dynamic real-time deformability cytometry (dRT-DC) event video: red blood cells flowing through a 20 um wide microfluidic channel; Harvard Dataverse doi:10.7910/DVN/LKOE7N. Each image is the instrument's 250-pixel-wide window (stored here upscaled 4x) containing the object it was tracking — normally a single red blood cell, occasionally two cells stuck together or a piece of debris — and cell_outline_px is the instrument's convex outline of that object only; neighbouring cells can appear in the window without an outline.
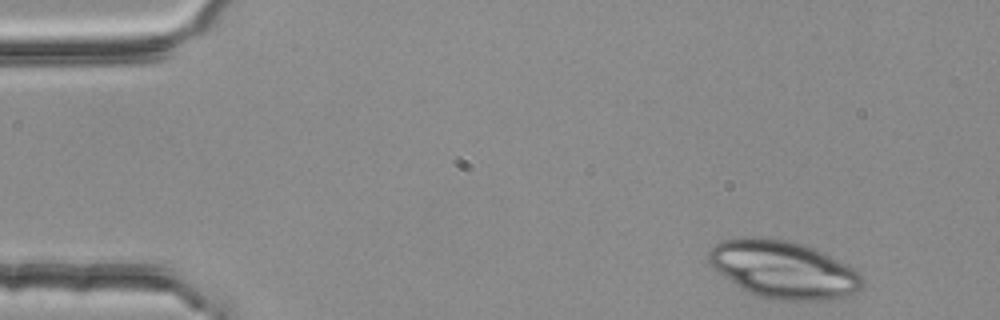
{"species": "common noctule bat (a hibernating species)", "species_latin": "Nyctalus noctula", "temperature_condition": "room temperature", "stored_images_in_passage": 48, "camera_frame_rate_fps": 3000, "um_per_image_px": 0.085, "animal": {"sex": "female", "body_mass_g": 25.1}, "frame": {"image": 1, "passage_image": 2, "time_ms": 0.333, "image_size_px": [1000, 320], "cell_outline_px": [[864, 288], [856, 292], [844, 296], [828, 300], [772, 300], [756, 296], [740, 288], [724, 276], [708, 260], [708, 252], [716, 244], [724, 240], [748, 236], [792, 240], [816, 248], [824, 252], [860, 272], [864, 280]], "centroid_in_image_um": [66.63, 22.91], "position_along_channel_um": 18.4, "area_um2": 51.73}}
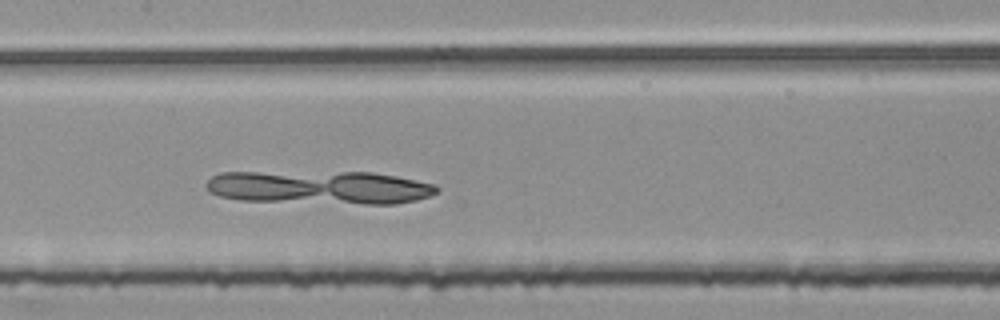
{"frame": {"image": 2, "passage_image": 23, "time_ms": 7.333, "image_size_px": [1000, 320], "cell_outline_px": [[440, 188], [436, 192], [428, 196], [416, 200], [396, 204], [364, 204], [240, 200], [220, 196], [208, 192], [204, 184], [212, 176], [220, 172], [372, 172], [396, 176], [436, 184]], "centroid_in_image_um": [27.15, 15.93], "position_along_channel_um": 180.2, "area_um2": 45.14}}
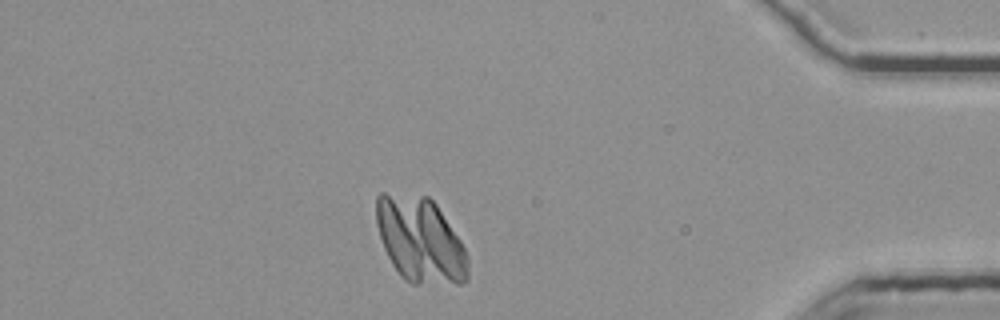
{"frame": {"image": 3, "passage_image": 44, "time_ms": 14.333, "image_size_px": [1000, 320], "cell_outline_px": [[468, 280], [460, 284], [412, 284], [404, 280], [400, 276], [392, 264], [384, 248], [376, 224], [376, 196], [380, 192], [384, 192], [428, 196], [436, 204], [460, 240], [468, 256]], "centroid_in_image_um": [35.71, 20.41], "position_along_channel_um": 399.5, "area_um2": 45.95}}